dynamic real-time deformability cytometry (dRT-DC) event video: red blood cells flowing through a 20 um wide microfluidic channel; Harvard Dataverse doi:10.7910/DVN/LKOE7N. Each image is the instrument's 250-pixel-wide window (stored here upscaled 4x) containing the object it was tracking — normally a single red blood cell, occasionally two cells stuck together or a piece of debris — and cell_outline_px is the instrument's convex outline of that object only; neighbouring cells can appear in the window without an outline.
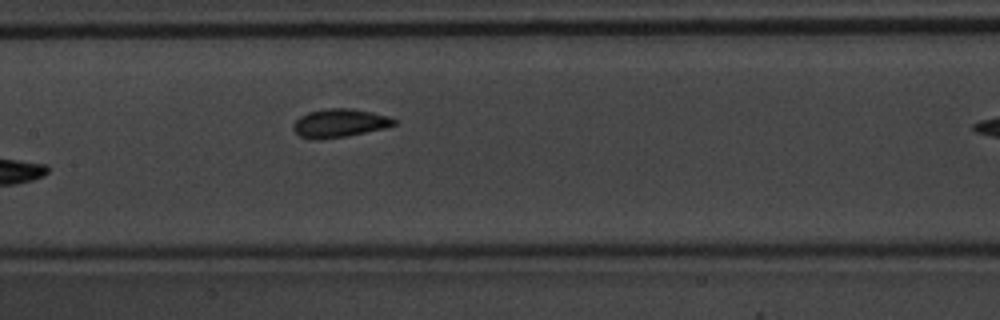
{"species": "common noctule bat (a hibernating species)", "species_latin": "Nyctalus noctula", "temperature_condition": "warm", "stored_images_in_passage": 9, "segment_of_instrument_passage": [1, 2], "camera_frame_rate_fps": 3000, "um_per_image_px": 0.085, "animal": {"sex": "male", "body_mass_g": 20.1, "forearm_length_mm": 53.5}, "frame": {"image": 1, "passage_image": 8, "time_ms": 2.333, "image_size_px": [1000, 320], "cell_outline_px": [[396, 124], [388, 128], [348, 136], [320, 140], [312, 140], [300, 136], [292, 128], [292, 124], [300, 116], [308, 112], [328, 108], [352, 108], [372, 112], [388, 116], [396, 120]], "centroid_in_image_um": [28.87, 10.47], "position_along_channel_um": 178.5, "area_um2": 16.99}}